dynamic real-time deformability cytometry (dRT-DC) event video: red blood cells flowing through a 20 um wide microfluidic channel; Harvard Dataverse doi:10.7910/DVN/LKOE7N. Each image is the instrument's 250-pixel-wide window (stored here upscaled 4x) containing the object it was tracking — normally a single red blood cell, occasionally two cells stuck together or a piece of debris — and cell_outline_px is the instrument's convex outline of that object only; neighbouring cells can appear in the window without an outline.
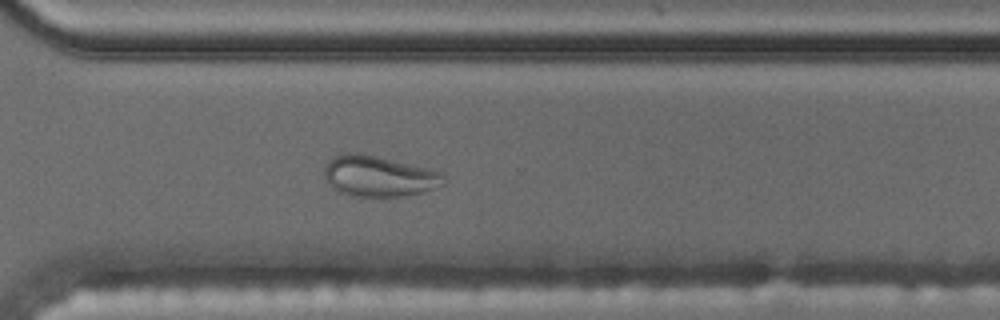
{"species": "common noctule bat (a hibernating species)", "species_latin": "Nyctalus noctula", "temperature_condition": "cold", "stored_images_in_passage": 58, "camera_frame_rate_fps": 3000, "um_per_image_px": 0.085, "animal": {"sex": "male", "body_mass_g": 17.5, "forearm_length_mm": 52.3}, "frame": {"image": 1, "passage_image": 42, "time_ms": 13.667, "image_size_px": [1000, 320], "cell_outline_px": [[448, 184], [424, 192], [404, 196], [356, 196], [340, 192], [332, 188], [328, 184], [324, 176], [324, 168], [328, 160], [332, 156], [340, 152], [356, 152], [376, 156], [440, 172], [444, 176]], "centroid_in_image_um": [32.17, 14.97], "position_along_channel_um": 338.4, "area_um2": 28.5}}